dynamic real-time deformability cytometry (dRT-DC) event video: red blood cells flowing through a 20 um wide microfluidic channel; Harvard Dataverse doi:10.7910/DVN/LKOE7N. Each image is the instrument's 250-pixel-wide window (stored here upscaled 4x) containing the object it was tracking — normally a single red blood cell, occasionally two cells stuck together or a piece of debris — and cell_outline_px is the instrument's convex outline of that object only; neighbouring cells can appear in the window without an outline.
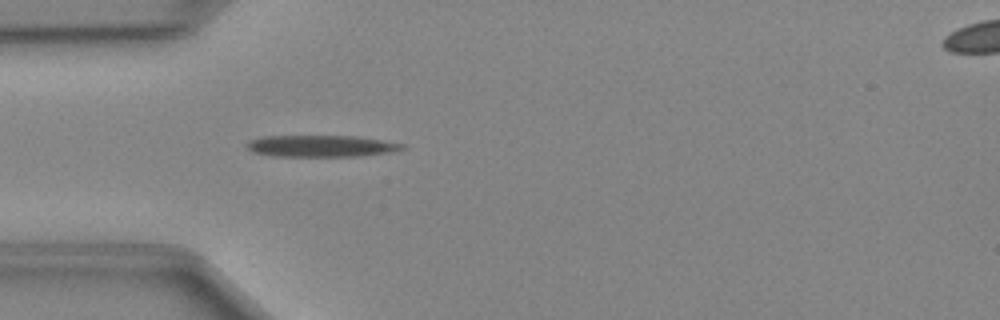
{"species": "Egyptian fruit bat (a non-hibernating species)", "species_latin": "Rousettus aegyptiacus", "temperature_condition": "cold", "stored_images_in_passage": 35, "camera_frame_rate_fps": 3000, "um_per_image_px": 0.085, "animal": {"sex": "female"}, "frame": {"image": 1, "passage_image": 1, "time_ms": 0.0, "image_size_px": [1000, 320], "cell_outline_px": [[404, 148], [388, 152], [356, 156], [272, 156], [252, 152], [244, 144], [248, 140], [264, 136], [356, 136], [404, 144]], "centroid_in_image_um": [27.19, 12.41], "position_along_channel_um": 57.8, "area_um2": 19.42}}
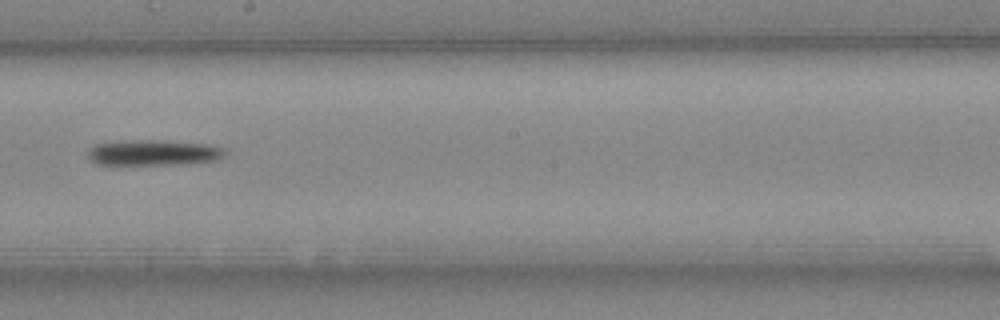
{"frame": {"image": 2, "passage_image": 14, "time_ms": 4.333, "image_size_px": [1000, 320], "cell_outline_px": [[228, 152], [216, 160], [192, 164], [96, 164], [88, 160], [88, 148], [96, 144], [120, 140], [160, 140], [208, 144], [224, 148]], "centroid_in_image_um": [13.03, 12.97], "position_along_channel_um": 235.2, "area_um2": 20.75}}
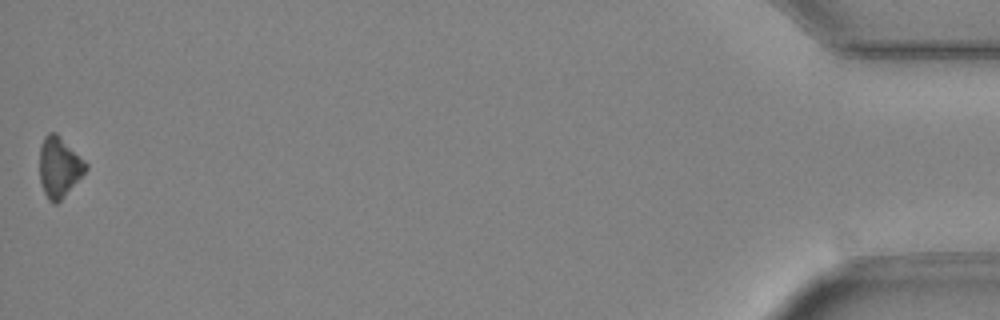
{"frame": {"image": 3, "passage_image": 35, "time_ms": 11.333, "image_size_px": [1000, 320], "cell_outline_px": [[88, 168], [64, 196], [56, 204], [52, 204], [48, 200], [44, 192], [40, 180], [40, 144], [44, 136], [48, 132], [56, 132], [88, 164]], "centroid_in_image_um": [5.01, 14.19], "position_along_channel_um": 430.2, "area_um2": 16.13}}